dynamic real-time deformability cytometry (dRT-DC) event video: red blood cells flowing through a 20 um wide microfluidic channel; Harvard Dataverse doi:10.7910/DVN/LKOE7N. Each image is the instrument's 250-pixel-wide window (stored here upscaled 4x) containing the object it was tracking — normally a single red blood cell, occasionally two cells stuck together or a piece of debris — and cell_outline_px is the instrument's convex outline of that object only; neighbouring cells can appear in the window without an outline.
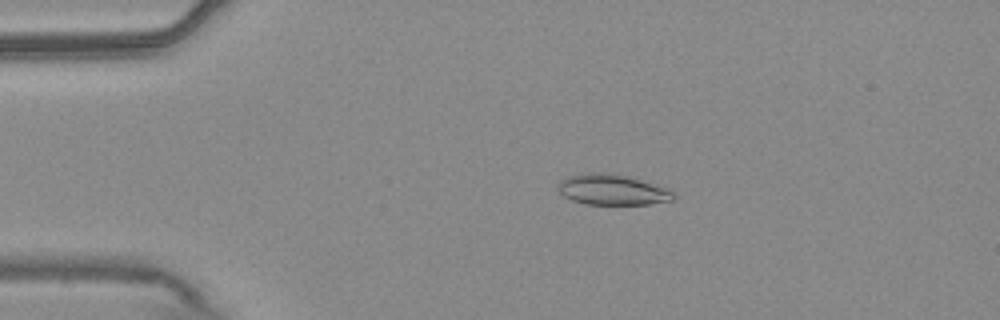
{"species": "common noctule bat (a hibernating species)", "species_latin": "Nyctalus noctula", "temperature_condition": "warm", "stored_images_in_passage": 53, "camera_frame_rate_fps": 3000, "um_per_image_px": 0.085, "animal": {"sex": "male", "body_mass_g": 20.4}, "frame": {"image": 1, "passage_image": 10, "time_ms": 3.0, "image_size_px": [1000, 320], "cell_outline_px": [[676, 196], [672, 200], [648, 204], [584, 204], [572, 200], [564, 196], [556, 188], [556, 184], [560, 180], [568, 176], [584, 172], [608, 172], [628, 176], [668, 188]], "centroid_in_image_um": [51.99, 16.11], "position_along_channel_um": 33.0, "area_um2": 20.81}}
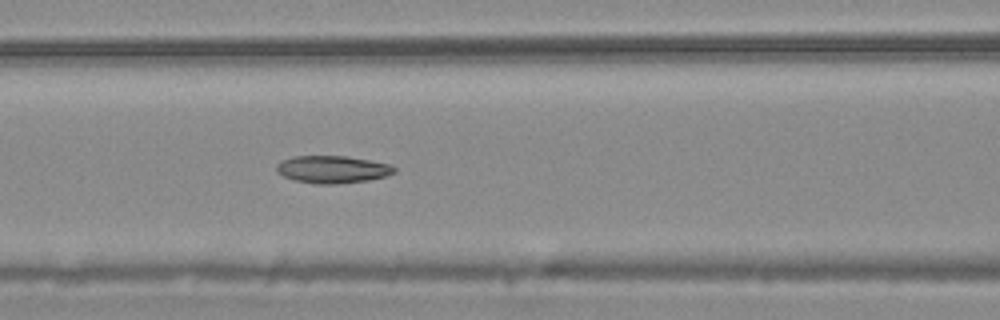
{"frame": {"image": 2, "passage_image": 22, "time_ms": 7.0, "image_size_px": [1000, 320], "cell_outline_px": [[396, 172], [384, 176], [368, 180], [336, 184], [316, 184], [296, 180], [284, 176], [276, 172], [276, 164], [280, 160], [292, 156], [348, 156], [388, 164], [396, 168]], "centroid_in_image_um": [28.21, 14.39], "position_along_channel_um": 138.4, "area_um2": 18.79}}
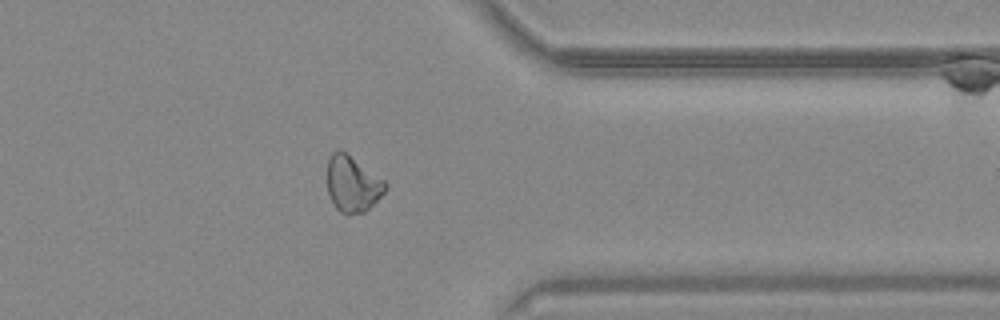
{"frame": {"image": 3, "passage_image": 42, "time_ms": 13.667, "image_size_px": [1000, 320], "cell_outline_px": [[388, 188], [364, 212], [348, 216], [340, 212], [336, 208], [328, 192], [328, 160], [332, 152], [336, 148], [340, 148], [384, 180], [388, 184]], "centroid_in_image_um": [29.95, 15.63], "position_along_channel_um": 381.4, "area_um2": 18.9}, "authors_computed_cell_mechanics": {"area_um2": 19.7676, "velocity_mm_per_s": 3.7704, "shape_relaxation_time_tau1_ms": null, "shape_relaxation_time_tau2_ms": 6.8426, "deformation_change_tau1": null, "deformation_change_tau2": 0.1344}}